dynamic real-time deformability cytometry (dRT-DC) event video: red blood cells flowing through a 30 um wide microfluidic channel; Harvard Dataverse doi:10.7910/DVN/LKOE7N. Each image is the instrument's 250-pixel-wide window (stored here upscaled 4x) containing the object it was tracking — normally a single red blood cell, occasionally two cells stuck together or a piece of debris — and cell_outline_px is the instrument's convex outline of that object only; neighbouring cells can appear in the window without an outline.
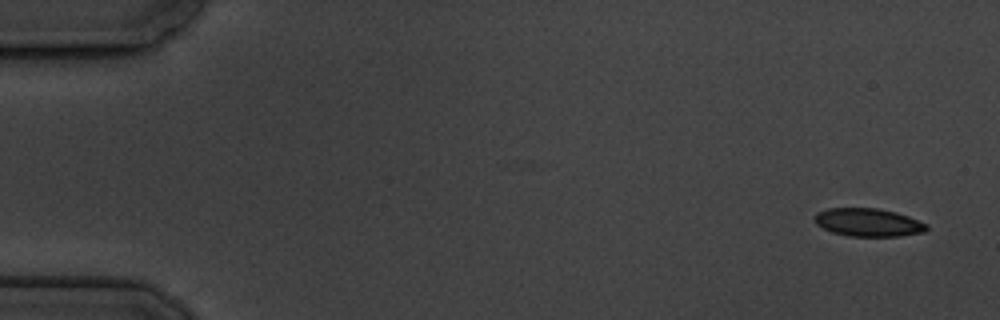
{"species": "common noctule bat (a hibernating species)", "species_latin": "Nyctalus noctula", "temperature_condition": "cold", "stored_images_in_passage": 5, "camera_frame_rate_fps": 3000, "um_per_image_px": 0.085, "animal": {"sex": "male", "body_mass_g": 19.5, "forearm_length_mm": 54.6}, "frame": {"image": 1, "passage_image": 1, "time_ms": 0.0, "image_size_px": [1000, 320], "cell_outline_px": [[928, 228], [924, 232], [900, 236], [848, 236], [832, 232], [816, 224], [816, 212], [828, 208], [876, 208], [896, 212], [908, 216], [928, 224]], "centroid_in_image_um": [73.82, 18.9], "position_along_channel_um": 11.2, "area_um2": 18.26}}
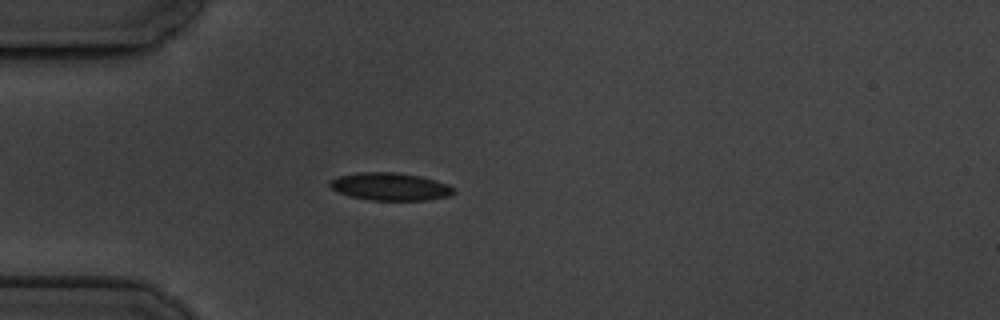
{"frame": {"image": 2, "passage_image": 5, "time_ms": 4.667, "image_size_px": [1000, 320], "cell_outline_px": [[456, 192], [452, 196], [428, 200], [368, 200], [352, 196], [340, 192], [332, 188], [328, 184], [332, 180], [340, 176], [356, 172], [392, 172], [420, 176], [436, 180], [448, 184]], "centroid_in_image_um": [33.22, 15.86], "position_along_channel_um": 51.8, "area_um2": 19.88}}